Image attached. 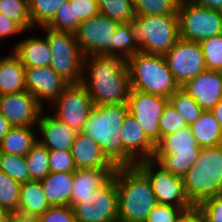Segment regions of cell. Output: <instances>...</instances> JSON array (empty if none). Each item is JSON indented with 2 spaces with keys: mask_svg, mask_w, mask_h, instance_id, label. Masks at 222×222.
<instances>
[{
  "mask_svg": "<svg viewBox=\"0 0 222 222\" xmlns=\"http://www.w3.org/2000/svg\"><path fill=\"white\" fill-rule=\"evenodd\" d=\"M208 70L222 72V34L199 43Z\"/></svg>",
  "mask_w": 222,
  "mask_h": 222,
  "instance_id": "obj_39",
  "label": "cell"
},
{
  "mask_svg": "<svg viewBox=\"0 0 222 222\" xmlns=\"http://www.w3.org/2000/svg\"><path fill=\"white\" fill-rule=\"evenodd\" d=\"M0 13L17 22L25 31L33 27L28 0H0Z\"/></svg>",
  "mask_w": 222,
  "mask_h": 222,
  "instance_id": "obj_35",
  "label": "cell"
},
{
  "mask_svg": "<svg viewBox=\"0 0 222 222\" xmlns=\"http://www.w3.org/2000/svg\"><path fill=\"white\" fill-rule=\"evenodd\" d=\"M118 221L144 222L158 204L147 176L135 165L116 167Z\"/></svg>",
  "mask_w": 222,
  "mask_h": 222,
  "instance_id": "obj_2",
  "label": "cell"
},
{
  "mask_svg": "<svg viewBox=\"0 0 222 222\" xmlns=\"http://www.w3.org/2000/svg\"><path fill=\"white\" fill-rule=\"evenodd\" d=\"M128 113L127 104L95 105L80 131L100 145L115 167H123L120 129Z\"/></svg>",
  "mask_w": 222,
  "mask_h": 222,
  "instance_id": "obj_3",
  "label": "cell"
},
{
  "mask_svg": "<svg viewBox=\"0 0 222 222\" xmlns=\"http://www.w3.org/2000/svg\"><path fill=\"white\" fill-rule=\"evenodd\" d=\"M193 4L222 11V0H187Z\"/></svg>",
  "mask_w": 222,
  "mask_h": 222,
  "instance_id": "obj_48",
  "label": "cell"
},
{
  "mask_svg": "<svg viewBox=\"0 0 222 222\" xmlns=\"http://www.w3.org/2000/svg\"><path fill=\"white\" fill-rule=\"evenodd\" d=\"M36 222H77L70 206L49 207Z\"/></svg>",
  "mask_w": 222,
  "mask_h": 222,
  "instance_id": "obj_43",
  "label": "cell"
},
{
  "mask_svg": "<svg viewBox=\"0 0 222 222\" xmlns=\"http://www.w3.org/2000/svg\"><path fill=\"white\" fill-rule=\"evenodd\" d=\"M40 182L50 207L70 206L74 172H50Z\"/></svg>",
  "mask_w": 222,
  "mask_h": 222,
  "instance_id": "obj_24",
  "label": "cell"
},
{
  "mask_svg": "<svg viewBox=\"0 0 222 222\" xmlns=\"http://www.w3.org/2000/svg\"><path fill=\"white\" fill-rule=\"evenodd\" d=\"M204 111H211L222 99V72L206 69L181 86Z\"/></svg>",
  "mask_w": 222,
  "mask_h": 222,
  "instance_id": "obj_19",
  "label": "cell"
},
{
  "mask_svg": "<svg viewBox=\"0 0 222 222\" xmlns=\"http://www.w3.org/2000/svg\"><path fill=\"white\" fill-rule=\"evenodd\" d=\"M214 118L218 121V123L222 126V99L218 102V104L211 110Z\"/></svg>",
  "mask_w": 222,
  "mask_h": 222,
  "instance_id": "obj_51",
  "label": "cell"
},
{
  "mask_svg": "<svg viewBox=\"0 0 222 222\" xmlns=\"http://www.w3.org/2000/svg\"><path fill=\"white\" fill-rule=\"evenodd\" d=\"M31 181H41L50 173L49 150L38 140L25 155Z\"/></svg>",
  "mask_w": 222,
  "mask_h": 222,
  "instance_id": "obj_30",
  "label": "cell"
},
{
  "mask_svg": "<svg viewBox=\"0 0 222 222\" xmlns=\"http://www.w3.org/2000/svg\"><path fill=\"white\" fill-rule=\"evenodd\" d=\"M190 128L200 147L222 145V126L211 111H203L201 116L190 125Z\"/></svg>",
  "mask_w": 222,
  "mask_h": 222,
  "instance_id": "obj_27",
  "label": "cell"
},
{
  "mask_svg": "<svg viewBox=\"0 0 222 222\" xmlns=\"http://www.w3.org/2000/svg\"><path fill=\"white\" fill-rule=\"evenodd\" d=\"M8 213L9 212L6 209L0 207V222H4V219Z\"/></svg>",
  "mask_w": 222,
  "mask_h": 222,
  "instance_id": "obj_52",
  "label": "cell"
},
{
  "mask_svg": "<svg viewBox=\"0 0 222 222\" xmlns=\"http://www.w3.org/2000/svg\"><path fill=\"white\" fill-rule=\"evenodd\" d=\"M50 105L56 108L53 115L77 132L83 129L95 106L82 83L69 84Z\"/></svg>",
  "mask_w": 222,
  "mask_h": 222,
  "instance_id": "obj_13",
  "label": "cell"
},
{
  "mask_svg": "<svg viewBox=\"0 0 222 222\" xmlns=\"http://www.w3.org/2000/svg\"><path fill=\"white\" fill-rule=\"evenodd\" d=\"M123 145V167L153 159L156 145L147 137L141 125L131 114H127L120 129Z\"/></svg>",
  "mask_w": 222,
  "mask_h": 222,
  "instance_id": "obj_17",
  "label": "cell"
},
{
  "mask_svg": "<svg viewBox=\"0 0 222 222\" xmlns=\"http://www.w3.org/2000/svg\"><path fill=\"white\" fill-rule=\"evenodd\" d=\"M25 85L26 90L44 107L43 101L52 103L69 83L50 66L25 67Z\"/></svg>",
  "mask_w": 222,
  "mask_h": 222,
  "instance_id": "obj_18",
  "label": "cell"
},
{
  "mask_svg": "<svg viewBox=\"0 0 222 222\" xmlns=\"http://www.w3.org/2000/svg\"><path fill=\"white\" fill-rule=\"evenodd\" d=\"M69 0H28L29 15L34 29L45 26L55 15L62 3Z\"/></svg>",
  "mask_w": 222,
  "mask_h": 222,
  "instance_id": "obj_34",
  "label": "cell"
},
{
  "mask_svg": "<svg viewBox=\"0 0 222 222\" xmlns=\"http://www.w3.org/2000/svg\"><path fill=\"white\" fill-rule=\"evenodd\" d=\"M4 222H36V220L18 212H9Z\"/></svg>",
  "mask_w": 222,
  "mask_h": 222,
  "instance_id": "obj_49",
  "label": "cell"
},
{
  "mask_svg": "<svg viewBox=\"0 0 222 222\" xmlns=\"http://www.w3.org/2000/svg\"><path fill=\"white\" fill-rule=\"evenodd\" d=\"M184 191L192 206L222 193V145L201 147L198 159L183 177Z\"/></svg>",
  "mask_w": 222,
  "mask_h": 222,
  "instance_id": "obj_4",
  "label": "cell"
},
{
  "mask_svg": "<svg viewBox=\"0 0 222 222\" xmlns=\"http://www.w3.org/2000/svg\"><path fill=\"white\" fill-rule=\"evenodd\" d=\"M13 53L24 67H48L51 65V50L46 38L28 37L13 46Z\"/></svg>",
  "mask_w": 222,
  "mask_h": 222,
  "instance_id": "obj_23",
  "label": "cell"
},
{
  "mask_svg": "<svg viewBox=\"0 0 222 222\" xmlns=\"http://www.w3.org/2000/svg\"><path fill=\"white\" fill-rule=\"evenodd\" d=\"M155 164L153 159H147L136 163V166L149 179L157 202L181 207L185 211L191 209L193 206L186 197L183 178L170 173L158 164L156 165L160 169L157 170Z\"/></svg>",
  "mask_w": 222,
  "mask_h": 222,
  "instance_id": "obj_12",
  "label": "cell"
},
{
  "mask_svg": "<svg viewBox=\"0 0 222 222\" xmlns=\"http://www.w3.org/2000/svg\"><path fill=\"white\" fill-rule=\"evenodd\" d=\"M74 3L75 20H88L99 13L96 0H69Z\"/></svg>",
  "mask_w": 222,
  "mask_h": 222,
  "instance_id": "obj_45",
  "label": "cell"
},
{
  "mask_svg": "<svg viewBox=\"0 0 222 222\" xmlns=\"http://www.w3.org/2000/svg\"><path fill=\"white\" fill-rule=\"evenodd\" d=\"M20 32H25V30L17 22L0 13V40L6 39L8 36L20 34Z\"/></svg>",
  "mask_w": 222,
  "mask_h": 222,
  "instance_id": "obj_46",
  "label": "cell"
},
{
  "mask_svg": "<svg viewBox=\"0 0 222 222\" xmlns=\"http://www.w3.org/2000/svg\"><path fill=\"white\" fill-rule=\"evenodd\" d=\"M0 171L20 184L31 181L25 156L0 152Z\"/></svg>",
  "mask_w": 222,
  "mask_h": 222,
  "instance_id": "obj_36",
  "label": "cell"
},
{
  "mask_svg": "<svg viewBox=\"0 0 222 222\" xmlns=\"http://www.w3.org/2000/svg\"><path fill=\"white\" fill-rule=\"evenodd\" d=\"M169 98L143 93L137 90L130 91L128 98L129 114L137 120L147 137L156 145L160 141L159 122L161 114Z\"/></svg>",
  "mask_w": 222,
  "mask_h": 222,
  "instance_id": "obj_15",
  "label": "cell"
},
{
  "mask_svg": "<svg viewBox=\"0 0 222 222\" xmlns=\"http://www.w3.org/2000/svg\"><path fill=\"white\" fill-rule=\"evenodd\" d=\"M129 24L140 52L164 56L179 39L178 14L135 15Z\"/></svg>",
  "mask_w": 222,
  "mask_h": 222,
  "instance_id": "obj_6",
  "label": "cell"
},
{
  "mask_svg": "<svg viewBox=\"0 0 222 222\" xmlns=\"http://www.w3.org/2000/svg\"><path fill=\"white\" fill-rule=\"evenodd\" d=\"M177 222H207L203 212L196 206L183 212Z\"/></svg>",
  "mask_w": 222,
  "mask_h": 222,
  "instance_id": "obj_47",
  "label": "cell"
},
{
  "mask_svg": "<svg viewBox=\"0 0 222 222\" xmlns=\"http://www.w3.org/2000/svg\"><path fill=\"white\" fill-rule=\"evenodd\" d=\"M115 169H76L74 171V184L70 198V207L82 202V198L92 194L103 186L114 174Z\"/></svg>",
  "mask_w": 222,
  "mask_h": 222,
  "instance_id": "obj_22",
  "label": "cell"
},
{
  "mask_svg": "<svg viewBox=\"0 0 222 222\" xmlns=\"http://www.w3.org/2000/svg\"><path fill=\"white\" fill-rule=\"evenodd\" d=\"M164 56L179 87L207 69L198 42L179 38Z\"/></svg>",
  "mask_w": 222,
  "mask_h": 222,
  "instance_id": "obj_14",
  "label": "cell"
},
{
  "mask_svg": "<svg viewBox=\"0 0 222 222\" xmlns=\"http://www.w3.org/2000/svg\"><path fill=\"white\" fill-rule=\"evenodd\" d=\"M77 222H119L115 174L99 189L73 207Z\"/></svg>",
  "mask_w": 222,
  "mask_h": 222,
  "instance_id": "obj_10",
  "label": "cell"
},
{
  "mask_svg": "<svg viewBox=\"0 0 222 222\" xmlns=\"http://www.w3.org/2000/svg\"><path fill=\"white\" fill-rule=\"evenodd\" d=\"M184 211L181 207L158 203L144 222H177Z\"/></svg>",
  "mask_w": 222,
  "mask_h": 222,
  "instance_id": "obj_41",
  "label": "cell"
},
{
  "mask_svg": "<svg viewBox=\"0 0 222 222\" xmlns=\"http://www.w3.org/2000/svg\"><path fill=\"white\" fill-rule=\"evenodd\" d=\"M188 126L189 125L182 115L171 105L170 102H168L160 117V140L163 136L175 133Z\"/></svg>",
  "mask_w": 222,
  "mask_h": 222,
  "instance_id": "obj_40",
  "label": "cell"
},
{
  "mask_svg": "<svg viewBox=\"0 0 222 222\" xmlns=\"http://www.w3.org/2000/svg\"><path fill=\"white\" fill-rule=\"evenodd\" d=\"M201 147L190 126L163 136L156 144L153 160L170 173L184 177L198 159Z\"/></svg>",
  "mask_w": 222,
  "mask_h": 222,
  "instance_id": "obj_7",
  "label": "cell"
},
{
  "mask_svg": "<svg viewBox=\"0 0 222 222\" xmlns=\"http://www.w3.org/2000/svg\"><path fill=\"white\" fill-rule=\"evenodd\" d=\"M42 110L37 123L38 133L42 134V139H37L49 151L71 150L73 141L78 133L70 128L66 123L59 120L52 114L44 115Z\"/></svg>",
  "mask_w": 222,
  "mask_h": 222,
  "instance_id": "obj_20",
  "label": "cell"
},
{
  "mask_svg": "<svg viewBox=\"0 0 222 222\" xmlns=\"http://www.w3.org/2000/svg\"><path fill=\"white\" fill-rule=\"evenodd\" d=\"M34 131L33 127L13 126L0 141V152L25 156L38 139Z\"/></svg>",
  "mask_w": 222,
  "mask_h": 222,
  "instance_id": "obj_28",
  "label": "cell"
},
{
  "mask_svg": "<svg viewBox=\"0 0 222 222\" xmlns=\"http://www.w3.org/2000/svg\"><path fill=\"white\" fill-rule=\"evenodd\" d=\"M179 38L202 42L222 34V11L180 0L178 6Z\"/></svg>",
  "mask_w": 222,
  "mask_h": 222,
  "instance_id": "obj_9",
  "label": "cell"
},
{
  "mask_svg": "<svg viewBox=\"0 0 222 222\" xmlns=\"http://www.w3.org/2000/svg\"><path fill=\"white\" fill-rule=\"evenodd\" d=\"M49 207L40 181H29L21 185L18 213L36 220Z\"/></svg>",
  "mask_w": 222,
  "mask_h": 222,
  "instance_id": "obj_26",
  "label": "cell"
},
{
  "mask_svg": "<svg viewBox=\"0 0 222 222\" xmlns=\"http://www.w3.org/2000/svg\"><path fill=\"white\" fill-rule=\"evenodd\" d=\"M81 22L82 20H75L74 3L66 1L57 9L55 15L45 27L75 34Z\"/></svg>",
  "mask_w": 222,
  "mask_h": 222,
  "instance_id": "obj_33",
  "label": "cell"
},
{
  "mask_svg": "<svg viewBox=\"0 0 222 222\" xmlns=\"http://www.w3.org/2000/svg\"><path fill=\"white\" fill-rule=\"evenodd\" d=\"M51 50V65L60 77L69 84L82 83L84 55L75 34L52 30L42 26Z\"/></svg>",
  "mask_w": 222,
  "mask_h": 222,
  "instance_id": "obj_8",
  "label": "cell"
},
{
  "mask_svg": "<svg viewBox=\"0 0 222 222\" xmlns=\"http://www.w3.org/2000/svg\"><path fill=\"white\" fill-rule=\"evenodd\" d=\"M119 24L101 13L82 21L75 38L83 55L112 57V37Z\"/></svg>",
  "mask_w": 222,
  "mask_h": 222,
  "instance_id": "obj_11",
  "label": "cell"
},
{
  "mask_svg": "<svg viewBox=\"0 0 222 222\" xmlns=\"http://www.w3.org/2000/svg\"><path fill=\"white\" fill-rule=\"evenodd\" d=\"M71 155L76 169H115L103 154L100 145L85 134L78 132L71 146Z\"/></svg>",
  "mask_w": 222,
  "mask_h": 222,
  "instance_id": "obj_21",
  "label": "cell"
},
{
  "mask_svg": "<svg viewBox=\"0 0 222 222\" xmlns=\"http://www.w3.org/2000/svg\"><path fill=\"white\" fill-rule=\"evenodd\" d=\"M140 52L131 33L129 23H120L112 37V57L127 61L134 54Z\"/></svg>",
  "mask_w": 222,
  "mask_h": 222,
  "instance_id": "obj_29",
  "label": "cell"
},
{
  "mask_svg": "<svg viewBox=\"0 0 222 222\" xmlns=\"http://www.w3.org/2000/svg\"><path fill=\"white\" fill-rule=\"evenodd\" d=\"M99 13L118 23H129L135 18L133 0H96Z\"/></svg>",
  "mask_w": 222,
  "mask_h": 222,
  "instance_id": "obj_31",
  "label": "cell"
},
{
  "mask_svg": "<svg viewBox=\"0 0 222 222\" xmlns=\"http://www.w3.org/2000/svg\"><path fill=\"white\" fill-rule=\"evenodd\" d=\"M26 90L25 67L13 53L0 58V95L19 93Z\"/></svg>",
  "mask_w": 222,
  "mask_h": 222,
  "instance_id": "obj_25",
  "label": "cell"
},
{
  "mask_svg": "<svg viewBox=\"0 0 222 222\" xmlns=\"http://www.w3.org/2000/svg\"><path fill=\"white\" fill-rule=\"evenodd\" d=\"M45 109L29 91L0 95V113L15 127H34Z\"/></svg>",
  "mask_w": 222,
  "mask_h": 222,
  "instance_id": "obj_16",
  "label": "cell"
},
{
  "mask_svg": "<svg viewBox=\"0 0 222 222\" xmlns=\"http://www.w3.org/2000/svg\"><path fill=\"white\" fill-rule=\"evenodd\" d=\"M180 0H133L135 15L178 14Z\"/></svg>",
  "mask_w": 222,
  "mask_h": 222,
  "instance_id": "obj_38",
  "label": "cell"
},
{
  "mask_svg": "<svg viewBox=\"0 0 222 222\" xmlns=\"http://www.w3.org/2000/svg\"><path fill=\"white\" fill-rule=\"evenodd\" d=\"M50 172H74L76 166L71 155V150L49 151Z\"/></svg>",
  "mask_w": 222,
  "mask_h": 222,
  "instance_id": "obj_42",
  "label": "cell"
},
{
  "mask_svg": "<svg viewBox=\"0 0 222 222\" xmlns=\"http://www.w3.org/2000/svg\"><path fill=\"white\" fill-rule=\"evenodd\" d=\"M83 71L82 84L94 105L127 104L131 83L125 60L100 55L84 56Z\"/></svg>",
  "mask_w": 222,
  "mask_h": 222,
  "instance_id": "obj_1",
  "label": "cell"
},
{
  "mask_svg": "<svg viewBox=\"0 0 222 222\" xmlns=\"http://www.w3.org/2000/svg\"><path fill=\"white\" fill-rule=\"evenodd\" d=\"M126 62L132 90L169 98L179 88L163 55L137 52Z\"/></svg>",
  "mask_w": 222,
  "mask_h": 222,
  "instance_id": "obj_5",
  "label": "cell"
},
{
  "mask_svg": "<svg viewBox=\"0 0 222 222\" xmlns=\"http://www.w3.org/2000/svg\"><path fill=\"white\" fill-rule=\"evenodd\" d=\"M198 208L205 215L207 222H222V193L203 201Z\"/></svg>",
  "mask_w": 222,
  "mask_h": 222,
  "instance_id": "obj_44",
  "label": "cell"
},
{
  "mask_svg": "<svg viewBox=\"0 0 222 222\" xmlns=\"http://www.w3.org/2000/svg\"><path fill=\"white\" fill-rule=\"evenodd\" d=\"M169 102L182 115L189 126L195 122L204 111L181 87L169 97Z\"/></svg>",
  "mask_w": 222,
  "mask_h": 222,
  "instance_id": "obj_32",
  "label": "cell"
},
{
  "mask_svg": "<svg viewBox=\"0 0 222 222\" xmlns=\"http://www.w3.org/2000/svg\"><path fill=\"white\" fill-rule=\"evenodd\" d=\"M12 127L11 123L0 113V141Z\"/></svg>",
  "mask_w": 222,
  "mask_h": 222,
  "instance_id": "obj_50",
  "label": "cell"
},
{
  "mask_svg": "<svg viewBox=\"0 0 222 222\" xmlns=\"http://www.w3.org/2000/svg\"><path fill=\"white\" fill-rule=\"evenodd\" d=\"M21 185L6 173L0 171V207L8 212H17Z\"/></svg>",
  "mask_w": 222,
  "mask_h": 222,
  "instance_id": "obj_37",
  "label": "cell"
}]
</instances>
